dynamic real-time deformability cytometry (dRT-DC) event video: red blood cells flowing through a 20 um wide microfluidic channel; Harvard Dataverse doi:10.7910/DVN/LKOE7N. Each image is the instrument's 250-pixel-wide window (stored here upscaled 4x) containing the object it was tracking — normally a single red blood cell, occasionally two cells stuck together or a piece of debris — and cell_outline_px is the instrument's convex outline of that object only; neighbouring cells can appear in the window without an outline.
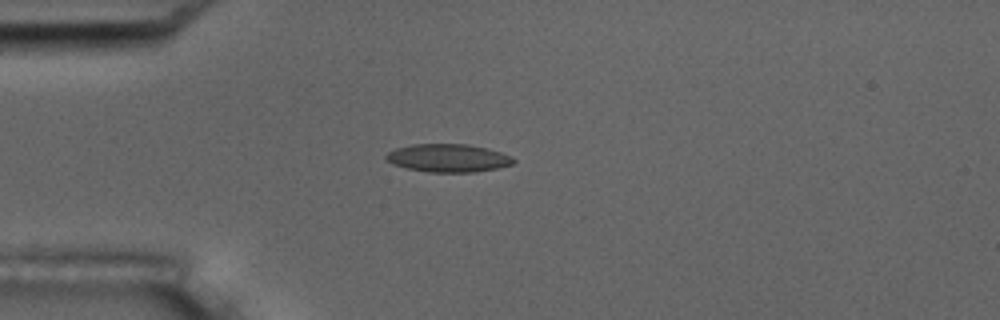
{"species": "common noctule bat (a hibernating species)", "species_latin": "Nyctalus noctula", "temperature_condition": "room temperature", "stored_images_in_passage": 1, "camera_frame_rate_fps": 3000, "um_per_image_px": 0.085, "animal": {"sex": "male", "body_mass_g": 17.5, "forearm_length_mm": 52.3}, "frame": {"image": 1, "passage_image": 1, "time_ms": 0.0, "image_size_px": [1000, 320], "cell_outline_px": [[516, 160], [512, 164], [496, 168], [476, 172], [428, 172], [408, 168], [392, 164], [384, 160], [384, 156], [388, 152], [396, 148], [412, 144], [468, 144], [488, 148], [512, 156]], "centroid_in_image_um": [38.07, 13.43], "position_along_channel_um": 46.9, "area_um2": 20.92}}